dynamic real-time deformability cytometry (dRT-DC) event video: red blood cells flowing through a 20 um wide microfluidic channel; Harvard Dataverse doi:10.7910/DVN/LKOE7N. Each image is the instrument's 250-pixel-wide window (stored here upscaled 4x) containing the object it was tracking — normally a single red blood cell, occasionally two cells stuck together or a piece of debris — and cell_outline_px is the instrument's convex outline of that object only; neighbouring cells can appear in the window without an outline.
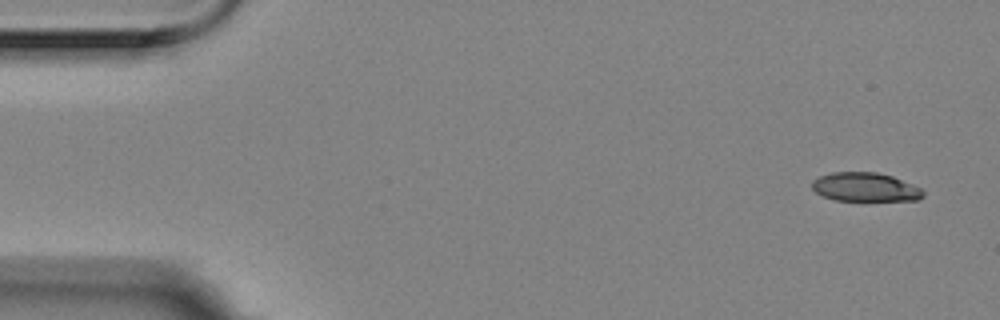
{"species": "Egyptian fruit bat (a non-hibernating species)", "species_latin": "Rousettus aegyptiacus", "temperature_condition": "room temperature", "stored_images_in_passage": 6, "camera_frame_rate_fps": 3000, "um_per_image_px": 0.085, "animal": {"sex": "female"}, "frame": {"image": 1, "passage_image": 1, "time_ms": 0.0, "image_size_px": [1000, 320], "cell_outline_px": [[924, 196], [920, 200], [832, 200], [816, 192], [812, 188], [812, 180], [820, 176], [832, 172], [876, 172], [892, 176], [912, 184], [920, 188], [924, 192]], "centroid_in_image_um": [73.54, 15.9], "position_along_channel_um": 11.5, "area_um2": 18.61}}
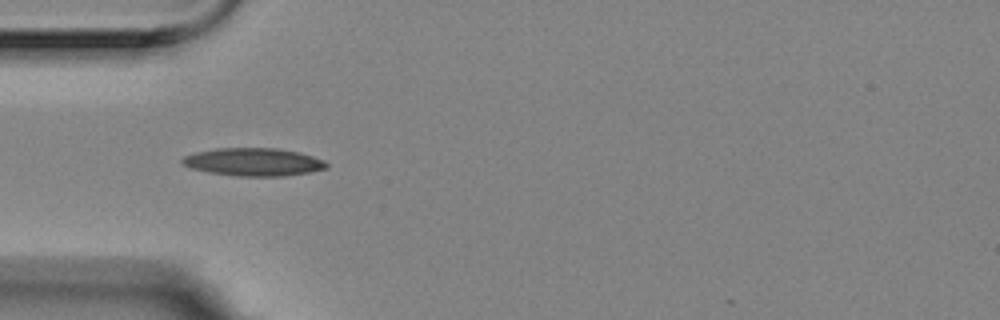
{"frame": {"image": 2, "passage_image": 5, "time_ms": 1.333, "image_size_px": [1000, 320], "cell_outline_px": [[328, 168], [308, 172], [284, 176], [236, 176], [208, 172], [192, 168], [180, 164], [180, 160], [184, 156], [196, 152], [216, 148], [276, 148], [296, 152], [312, 156], [324, 160], [328, 164]], "centroid_in_image_um": [21.51, 13.77], "position_along_channel_um": 63.5, "area_um2": 23.41}}
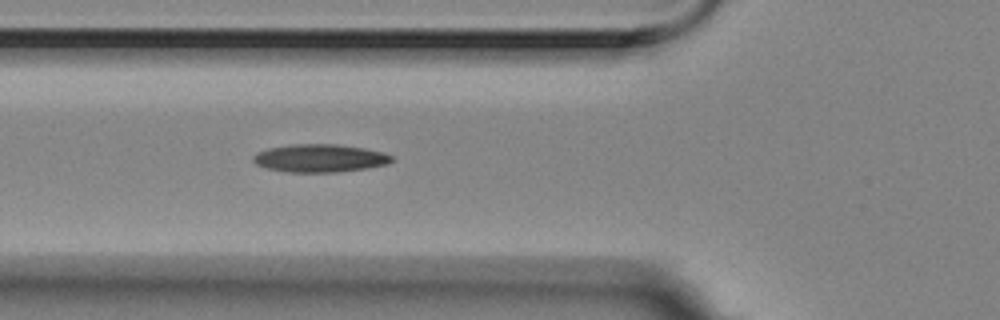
{"frame": {"image": 3, "passage_image": 6, "time_ms": 1.667, "image_size_px": [1000, 320], "cell_outline_px": [[392, 160], [388, 164], [368, 168], [336, 172], [288, 172], [268, 168], [256, 164], [252, 160], [252, 156], [260, 152], [272, 148], [296, 144], [336, 144], [364, 148], [384, 152], [392, 156]], "centroid_in_image_um": [27.23, 13.45], "position_along_channel_um": 98.6, "area_um2": 22.31}}